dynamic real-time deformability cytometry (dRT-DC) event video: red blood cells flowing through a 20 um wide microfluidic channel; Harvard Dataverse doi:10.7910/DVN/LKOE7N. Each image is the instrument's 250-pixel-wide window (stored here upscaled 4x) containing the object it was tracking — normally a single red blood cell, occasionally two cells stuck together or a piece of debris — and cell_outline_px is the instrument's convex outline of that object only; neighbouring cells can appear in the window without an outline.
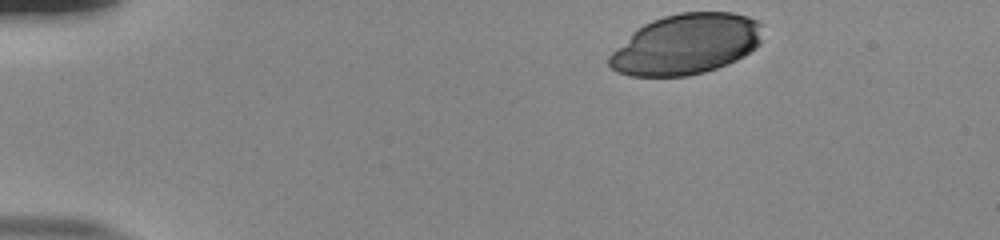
{"species": "human", "species_latin": "Homo sapiens", "temperature_condition": "room temperature", "stored_images_in_passage": 38, "camera_frame_rate_fps": 3000, "um_per_image_px": 0.085, "donor": {"sex": "male"}, "frame": {"image": 1, "passage_image": 1, "time_ms": 0.0, "image_size_px": [1000, 240], "cell_outline_px": [[764, 24], [760, 44], [756, 48], [744, 56], [728, 64], [704, 72], [688, 76], [628, 76], [616, 72], [608, 64], [608, 56], [636, 28], [652, 20], [664, 16], [680, 12], [732, 12], [748, 16]], "centroid_in_image_um": [58.34, 3.76], "position_along_channel_um": 26.7, "area_um2": 54.51}}